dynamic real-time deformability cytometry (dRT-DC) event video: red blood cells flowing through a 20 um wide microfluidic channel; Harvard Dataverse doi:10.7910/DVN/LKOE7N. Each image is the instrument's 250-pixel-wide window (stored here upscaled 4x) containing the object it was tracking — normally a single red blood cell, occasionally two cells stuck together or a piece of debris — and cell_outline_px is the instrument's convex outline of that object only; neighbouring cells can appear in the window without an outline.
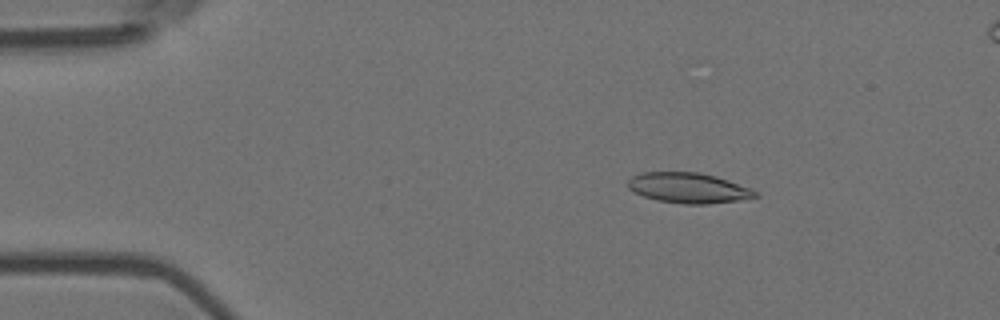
{"species": "Egyptian fruit bat (a non-hibernating species)", "species_latin": "Rousettus aegyptiacus", "temperature_condition": "room temperature", "stored_images_in_passage": 5, "segment_of_instrument_passage": [1, 2], "camera_frame_rate_fps": 3000, "um_per_image_px": 0.085, "animal": {"sex": "female"}, "frame": {"image": 1, "passage_image": 2, "time_ms": 0.333, "image_size_px": [1000, 320], "cell_outline_px": [[760, 196], [740, 200], [708, 204], [684, 204], [656, 200], [644, 196], [628, 188], [624, 184], [632, 176], [640, 172], [700, 172], [716, 176], [752, 188], [760, 192]], "centroid_in_image_um": [58.54, 15.97], "position_along_channel_um": 26.5, "area_um2": 22.83}}